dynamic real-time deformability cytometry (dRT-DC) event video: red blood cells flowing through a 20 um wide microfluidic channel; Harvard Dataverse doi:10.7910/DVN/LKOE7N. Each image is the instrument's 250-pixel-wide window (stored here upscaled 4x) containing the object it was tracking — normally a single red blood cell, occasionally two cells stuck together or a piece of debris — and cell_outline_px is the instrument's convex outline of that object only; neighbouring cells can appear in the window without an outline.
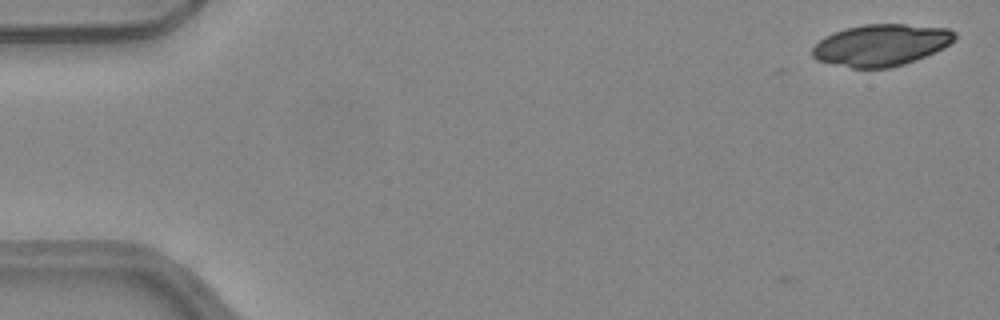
{"species": "common noctule bat (a hibernating species)", "species_latin": "Nyctalus noctula", "temperature_condition": "warm", "stored_images_in_passage": 2, "camera_frame_rate_fps": 3000, "um_per_image_px": 0.085, "animal": {"sex": "female", "body_mass_g": 24.6, "forearm_length_mm": 56.2}, "frame": {"image": 1, "passage_image": 2, "time_ms": 0.333, "image_size_px": [1000, 320], "cell_outline_px": [[956, 40], [944, 48], [916, 60], [904, 64], [888, 68], [852, 68], [816, 60], [812, 56], [812, 48], [824, 36], [832, 32], [844, 28], [864, 24], [904, 24], [948, 28], [956, 32]], "centroid_in_image_um": [74.9, 3.82], "position_along_channel_um": 10.1, "area_um2": 34.85}}